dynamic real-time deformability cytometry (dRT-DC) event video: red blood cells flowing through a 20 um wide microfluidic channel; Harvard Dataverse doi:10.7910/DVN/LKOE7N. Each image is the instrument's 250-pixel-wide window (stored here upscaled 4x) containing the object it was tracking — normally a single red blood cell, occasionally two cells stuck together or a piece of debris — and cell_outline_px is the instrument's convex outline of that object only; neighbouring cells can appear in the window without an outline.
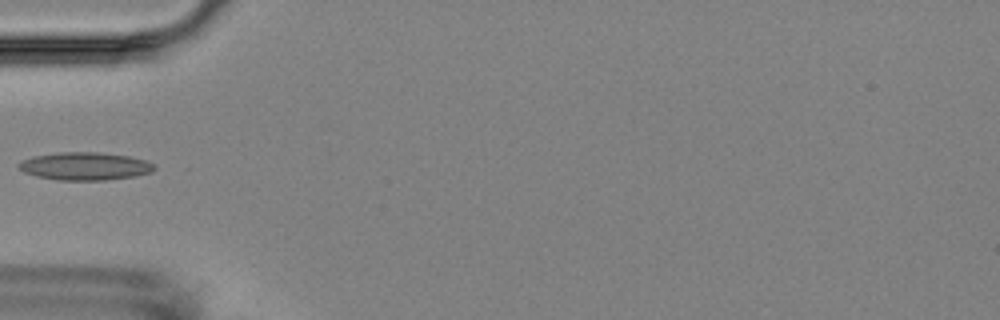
{"species": "Egyptian fruit bat (a non-hibernating species)", "species_latin": "Rousettus aegyptiacus", "temperature_condition": "room temperature", "stored_images_in_passage": 4, "camera_frame_rate_fps": 3000, "um_per_image_px": 0.085, "animal": {"sex": "female"}, "frame": {"image": 1, "passage_image": 4, "time_ms": 3.667, "image_size_px": [1000, 320], "cell_outline_px": [[156, 168], [152, 172], [136, 176], [104, 180], [56, 180], [36, 176], [24, 172], [16, 164], [20, 160], [32, 156], [60, 152], [96, 152], [128, 156], [144, 160], [152, 164]], "centroid_in_image_um": [7.18, 14.13], "position_along_channel_um": 77.8, "area_um2": 22.02}}